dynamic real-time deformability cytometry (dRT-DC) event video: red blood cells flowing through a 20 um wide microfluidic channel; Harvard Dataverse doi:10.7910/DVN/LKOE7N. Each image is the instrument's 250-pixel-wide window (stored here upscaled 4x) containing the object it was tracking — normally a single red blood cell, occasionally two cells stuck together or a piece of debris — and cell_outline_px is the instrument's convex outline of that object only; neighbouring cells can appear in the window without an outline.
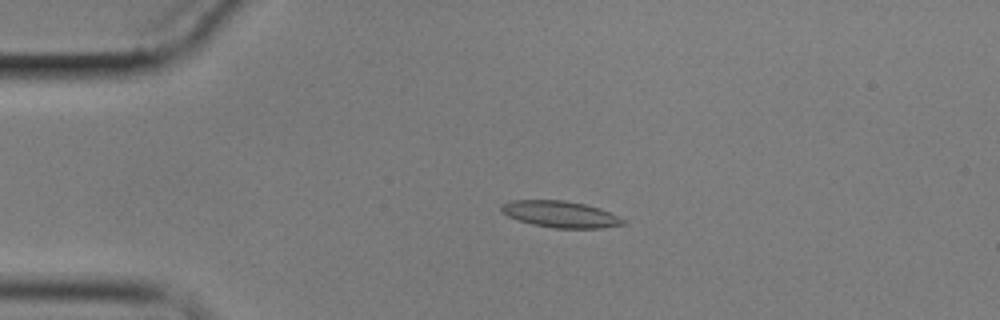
{"species": "common noctule bat (a hibernating species)", "species_latin": "Nyctalus noctula", "temperature_condition": "cold", "stored_images_in_passage": 5, "camera_frame_rate_fps": 3000, "um_per_image_px": 0.085, "animal": {"sex": "male", "body_mass_g": 17.9}, "frame": {"image": 1, "passage_image": 4, "time_ms": 3.333, "image_size_px": [1000, 320], "cell_outline_px": [[628, 220], [624, 224], [600, 228], [556, 228], [532, 224], [508, 216], [500, 212], [500, 204], [512, 200], [564, 200], [584, 204], [600, 208]], "centroid_in_image_um": [47.63, 18.2], "position_along_channel_um": 37.4, "area_um2": 18.84}}